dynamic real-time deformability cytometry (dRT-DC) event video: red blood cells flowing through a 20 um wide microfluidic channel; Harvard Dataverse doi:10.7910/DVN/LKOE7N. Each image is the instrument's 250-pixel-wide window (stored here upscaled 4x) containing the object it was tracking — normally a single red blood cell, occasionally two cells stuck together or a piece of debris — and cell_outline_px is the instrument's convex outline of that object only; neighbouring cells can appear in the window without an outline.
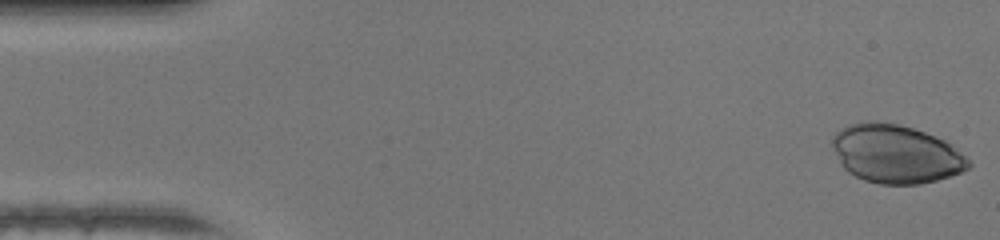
{"species": "human", "species_latin": "Homo sapiens", "temperature_condition": "warm", "stored_images_in_passage": 47, "camera_frame_rate_fps": 3000, "um_per_image_px": 0.085, "donor": {"sex": "female"}, "frame": {"image": 1, "passage_image": 1, "time_ms": 0.0, "image_size_px": [1000, 240], "cell_outline_px": [[972, 164], [968, 168], [960, 172], [936, 180], [920, 184], [880, 184], [864, 180], [848, 172], [840, 164], [832, 148], [832, 136], [836, 132], [848, 124], [868, 120], [876, 120], [900, 124], [936, 136], [952, 144]], "centroid_in_image_um": [76.11, 13.06], "position_along_channel_um": 8.9, "area_um2": 46.53}}
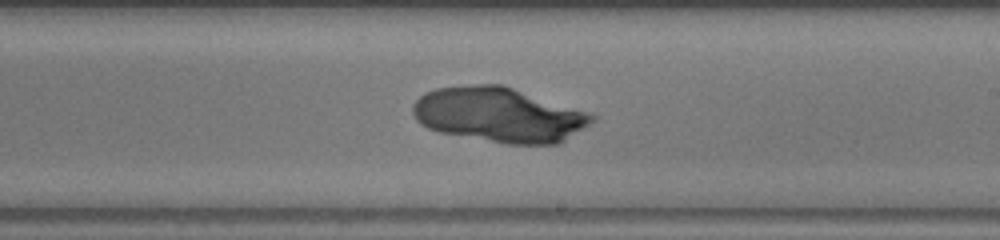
{"frame": {"image": 2, "passage_image": 27, "time_ms": 8.667, "image_size_px": [1000, 240], "cell_outline_px": [[596, 120], [560, 144], [508, 144], [440, 132], [428, 128], [420, 124], [416, 120], [412, 112], [412, 104], [424, 92], [436, 88], [472, 84], [504, 84], [592, 112], [596, 116]], "centroid_in_image_um": [42.46, 9.74], "position_along_channel_um": 246.5, "area_um2": 57.97}}
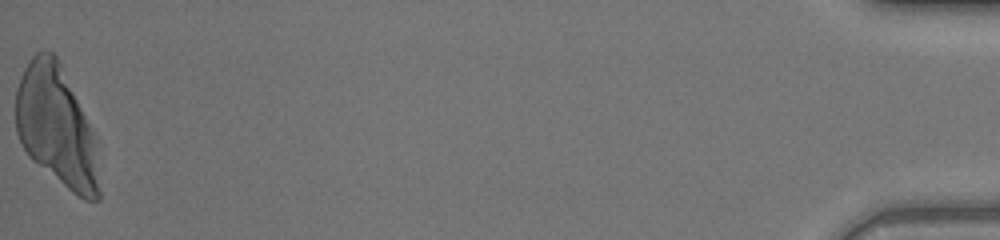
{"frame": {"image": 3, "passage_image": 47, "time_ms": 15.333, "image_size_px": [1000, 240], "cell_outline_px": [[100, 200], [84, 200], [72, 192], [32, 160], [28, 156], [16, 132], [16, 88], [20, 76], [28, 60], [36, 52], [44, 48], [52, 52], [56, 56], [96, 136], [100, 192]], "centroid_in_image_um": [4.8, 10.75], "position_along_channel_um": 430.4, "area_um2": 58.67}}